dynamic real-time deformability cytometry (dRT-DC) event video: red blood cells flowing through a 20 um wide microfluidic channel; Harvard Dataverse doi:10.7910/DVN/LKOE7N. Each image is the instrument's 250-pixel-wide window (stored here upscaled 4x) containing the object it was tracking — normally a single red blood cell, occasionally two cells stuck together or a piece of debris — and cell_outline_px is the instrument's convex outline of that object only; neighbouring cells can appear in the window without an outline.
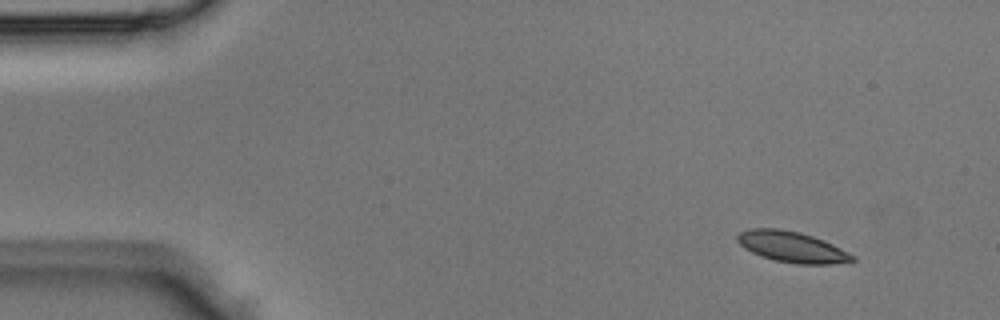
{"species": "Egyptian fruit bat (a non-hibernating species)", "species_latin": "Rousettus aegyptiacus", "temperature_condition": "room temperature", "stored_images_in_passage": 4, "segment_of_instrument_passage": [1, 2], "camera_frame_rate_fps": 3000, "um_per_image_px": 0.085, "animal": {"sex": "male"}, "frame": {"image": 1, "passage_image": 1, "time_ms": 0.0, "image_size_px": [1000, 320], "cell_outline_px": [[856, 260], [832, 264], [796, 264], [776, 260], [752, 252], [744, 248], [736, 240], [736, 236], [740, 232], [752, 228], [780, 228], [800, 232], [824, 240], [856, 256]], "centroid_in_image_um": [67.32, 20.98], "position_along_channel_um": 17.7, "area_um2": 20.58}}